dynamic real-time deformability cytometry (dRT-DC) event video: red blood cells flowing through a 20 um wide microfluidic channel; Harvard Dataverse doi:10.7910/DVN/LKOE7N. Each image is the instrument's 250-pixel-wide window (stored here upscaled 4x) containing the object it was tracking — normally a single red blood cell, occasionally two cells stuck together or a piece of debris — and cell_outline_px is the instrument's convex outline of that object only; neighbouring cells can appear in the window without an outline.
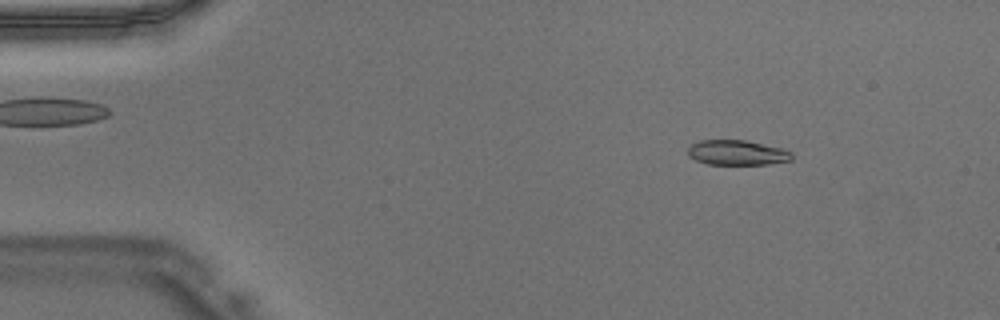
{"species": "Egyptian fruit bat (a non-hibernating species)", "species_latin": "Rousettus aegyptiacus", "temperature_condition": "warm", "stored_images_in_passage": 46, "camera_frame_rate_fps": 3000, "um_per_image_px": 0.085, "animal": {"sex": "male"}, "frame": {"image": 1, "passage_image": 6, "time_ms": 1.667, "image_size_px": [1000, 320], "cell_outline_px": [[792, 160], [768, 164], [708, 164], [696, 160], [688, 156], [688, 148], [692, 144], [700, 140], [744, 140], [780, 148], [792, 152]], "centroid_in_image_um": [62.63, 12.98], "position_along_channel_um": 22.4, "area_um2": 14.97}}
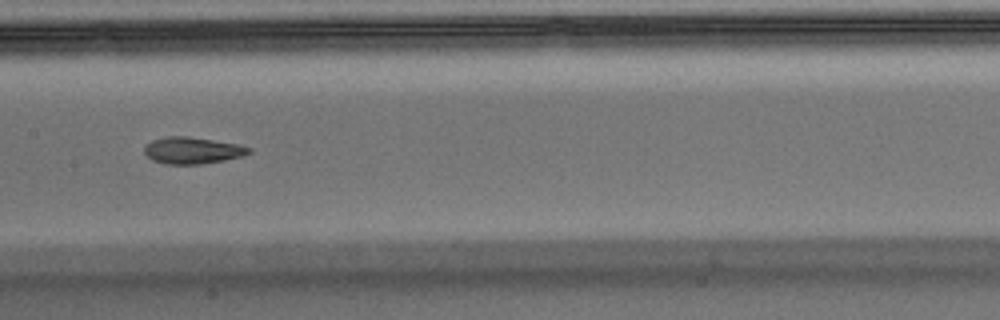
{"frame": {"image": 2, "passage_image": 23, "time_ms": 7.333, "image_size_px": [1000, 320], "cell_outline_px": [[252, 152], [244, 156], [224, 160], [200, 164], [164, 164], [152, 160], [144, 152], [144, 144], [152, 140], [168, 136], [184, 136], [212, 140], [236, 144], [252, 148]], "centroid_in_image_um": [16.34, 12.79], "position_along_channel_um": 191.1, "area_um2": 16.24}}
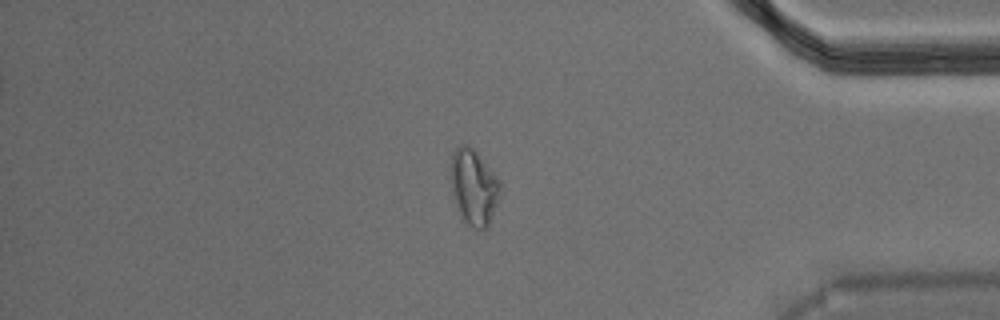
{"frame": {"image": 3, "passage_image": 39, "time_ms": 12.667, "image_size_px": [1000, 320], "cell_outline_px": [[500, 184], [496, 204], [488, 224], [484, 228], [472, 228], [464, 220], [456, 208], [452, 192], [452, 152], [460, 144], [468, 144], [476, 152], [500, 180]], "centroid_in_image_um": [40.25, 15.88], "position_along_channel_um": 395.0, "area_um2": 21.15}}